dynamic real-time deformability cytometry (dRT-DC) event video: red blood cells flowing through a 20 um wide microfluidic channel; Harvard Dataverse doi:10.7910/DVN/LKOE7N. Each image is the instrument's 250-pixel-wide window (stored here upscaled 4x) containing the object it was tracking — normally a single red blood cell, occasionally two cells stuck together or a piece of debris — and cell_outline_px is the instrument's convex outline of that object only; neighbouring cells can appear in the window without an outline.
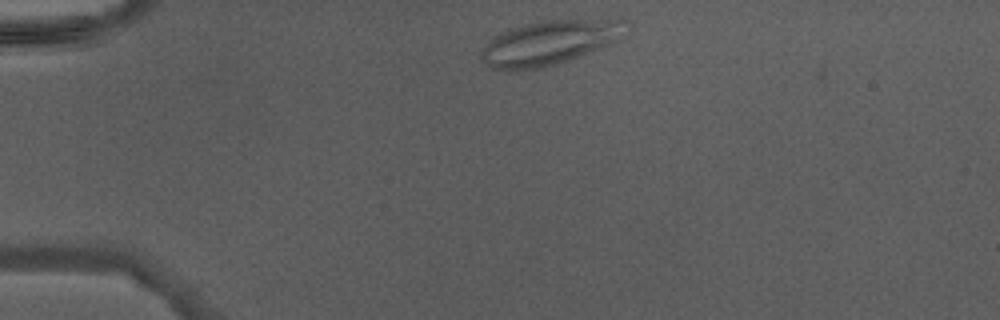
{"species": "Egyptian fruit bat (a non-hibernating species)", "species_latin": "Rousettus aegyptiacus", "temperature_condition": "warm", "stored_images_in_passage": 37, "camera_frame_rate_fps": 3000, "um_per_image_px": 0.085, "animal": {"sex": "male"}, "frame": {"image": 1, "passage_image": 1, "time_ms": 0.0, "image_size_px": [1000, 320], "cell_outline_px": [[632, 24], [624, 36], [620, 40], [568, 60], [536, 68], [516, 72], [492, 68], [480, 56], [480, 52], [496, 36], [504, 32], [524, 24], [560, 16], [628, 20]], "centroid_in_image_um": [46.86, 3.55], "position_along_channel_um": 38.1, "area_um2": 38.26}}
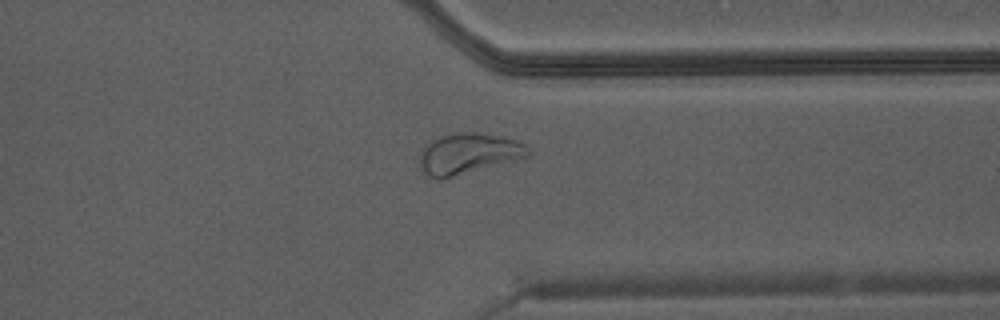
{"frame": {"image": 2, "passage_image": 27, "time_ms": 8.667, "image_size_px": [1000, 320], "cell_outline_px": [[532, 152], [528, 156], [440, 180], [436, 180], [428, 176], [420, 168], [420, 156], [424, 144], [440, 136], [456, 132], [480, 132], [516, 140], [524, 144]], "centroid_in_image_um": [39.76, 13.05], "position_along_channel_um": 371.6, "area_um2": 25.66}}
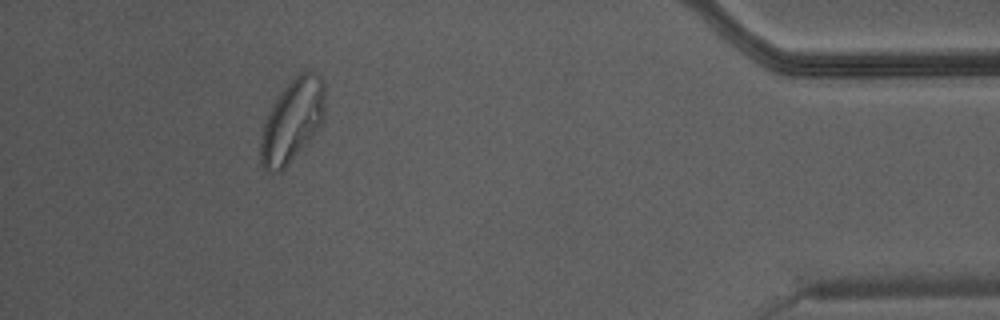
{"frame": {"image": 3, "passage_image": 33, "time_ms": 10.667, "image_size_px": [1000, 320], "cell_outline_px": [[324, 120], [312, 136], [284, 168], [280, 172], [268, 172], [260, 164], [260, 140], [264, 124], [268, 112], [272, 104], [280, 92], [304, 68], [308, 68], [324, 80]], "centroid_in_image_um": [24.83, 10.23], "position_along_channel_um": 410.4, "area_um2": 30.98}}